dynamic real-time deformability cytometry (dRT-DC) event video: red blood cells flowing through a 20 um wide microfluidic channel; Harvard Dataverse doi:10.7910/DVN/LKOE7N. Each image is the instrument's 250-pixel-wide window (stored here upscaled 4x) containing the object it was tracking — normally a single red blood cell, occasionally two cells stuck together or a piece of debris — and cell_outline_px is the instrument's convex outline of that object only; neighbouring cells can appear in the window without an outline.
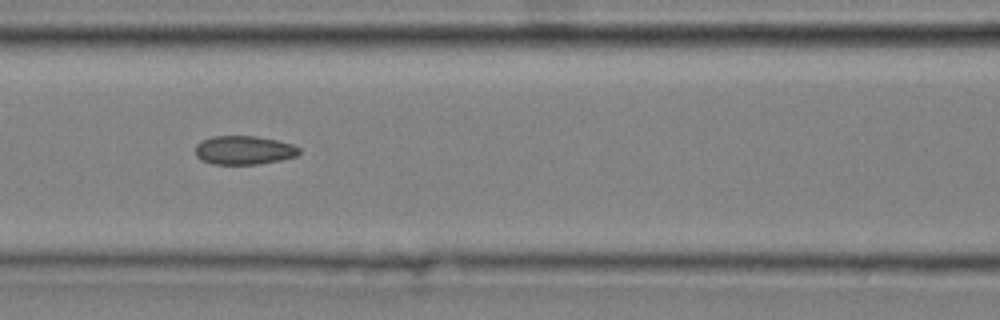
{"species": "common noctule bat (a hibernating species)", "species_latin": "Nyctalus noctula", "temperature_condition": "cold", "stored_images_in_passage": 9, "camera_frame_rate_fps": 3000, "um_per_image_px": 0.085, "animal": {"sex": "male", "body_mass_g": 20.4}, "frame": {"image": 1, "passage_image": 6, "time_ms": 1.667, "image_size_px": [1000, 320], "cell_outline_px": [[300, 152], [296, 156], [280, 160], [260, 164], [212, 164], [200, 160], [196, 156], [196, 144], [200, 140], [212, 136], [256, 136], [276, 140], [292, 144], [300, 148]], "centroid_in_image_um": [20.71, 12.76], "position_along_channel_um": 145.9, "area_um2": 17.51}}
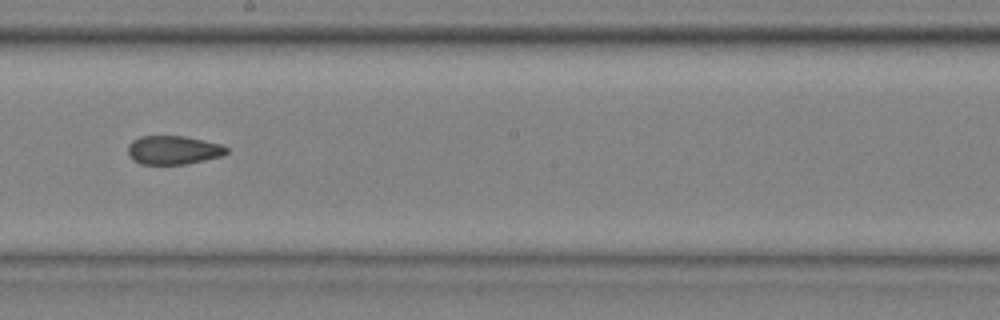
{"frame": {"image": 2, "passage_image": 8, "time_ms": 2.333, "image_size_px": [1000, 320], "cell_outline_px": [[228, 152], [224, 156], [188, 164], [140, 164], [132, 160], [128, 156], [128, 144], [132, 140], [140, 136], [184, 136], [204, 140], [220, 144], [228, 148]], "centroid_in_image_um": [14.73, 12.76], "position_along_channel_um": 233.5, "area_um2": 16.76}}
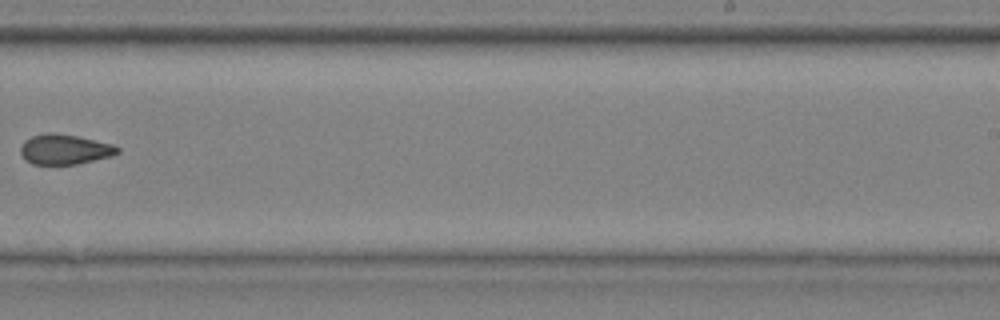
{"frame": {"image": 3, "passage_image": 9, "time_ms": 2.667, "image_size_px": [1000, 320], "cell_outline_px": [[120, 152], [112, 156], [76, 164], [32, 164], [20, 152], [20, 148], [24, 140], [32, 136], [44, 132], [52, 132], [76, 136], [112, 144], [120, 148]], "centroid_in_image_um": [5.5, 12.68], "position_along_channel_um": 283.5, "area_um2": 16.88}}